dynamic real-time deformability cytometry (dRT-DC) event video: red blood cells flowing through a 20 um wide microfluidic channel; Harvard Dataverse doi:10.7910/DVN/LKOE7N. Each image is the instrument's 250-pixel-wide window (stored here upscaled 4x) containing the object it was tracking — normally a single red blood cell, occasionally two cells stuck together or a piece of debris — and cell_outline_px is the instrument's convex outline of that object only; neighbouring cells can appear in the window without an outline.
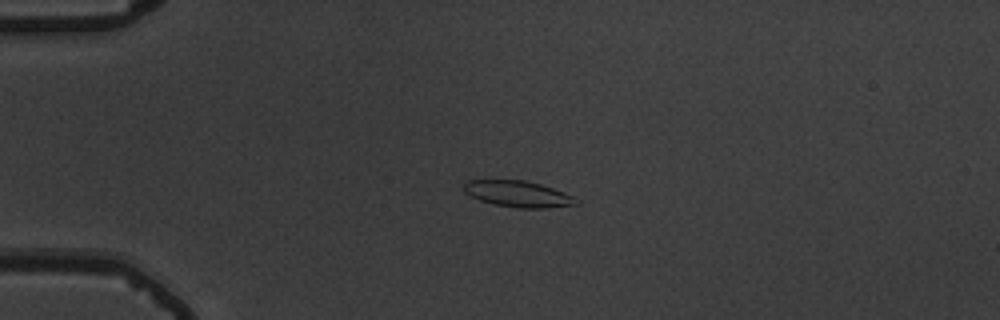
{"species": "common noctule bat (a hibernating species)", "species_latin": "Nyctalus noctula", "temperature_condition": "warm", "stored_images_in_passage": 42, "camera_frame_rate_fps": 3000, "um_per_image_px": 0.085, "animal": {"sex": "male", "body_mass_g": 19.5, "forearm_length_mm": 54.6}, "frame": {"image": 1, "passage_image": 1, "time_ms": 0.0, "image_size_px": [1000, 320], "cell_outline_px": [[580, 204], [548, 208], [516, 208], [496, 204], [480, 200], [464, 192], [464, 184], [468, 180], [524, 180], [540, 184], [552, 188], [572, 196]], "centroid_in_image_um": [44.03, 16.49], "position_along_channel_um": 41.0, "area_um2": 16.94}}
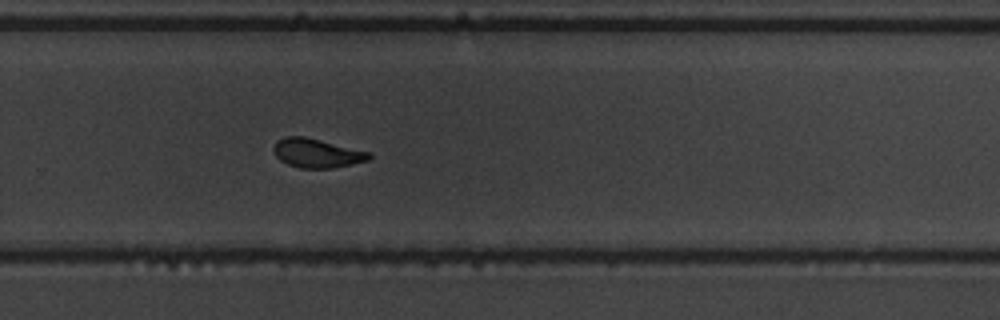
{"frame": {"image": 2, "passage_image": 25, "time_ms": 8.0, "image_size_px": [1000, 320], "cell_outline_px": [[372, 156], [368, 160], [332, 168], [300, 168], [288, 164], [280, 160], [276, 156], [272, 148], [276, 140], [284, 136], [304, 136], [368, 152]], "centroid_in_image_um": [26.86, 13.01], "position_along_channel_um": 302.9, "area_um2": 15.95}}
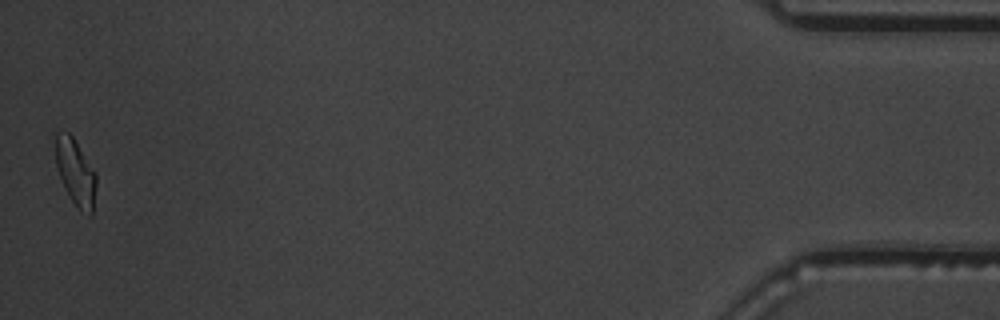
{"frame": {"image": 3, "passage_image": 42, "time_ms": 13.667, "image_size_px": [1000, 320], "cell_outline_px": [[96, 184], [92, 216], [88, 216], [80, 212], [72, 200], [56, 168], [56, 132], [68, 132], [72, 136], [96, 172]], "centroid_in_image_um": [6.45, 14.68], "position_along_channel_um": 428.8, "area_um2": 15.55}, "authors_computed_cell_mechanics": {"area_um2": 16.2418, "velocity_mm_per_s": 3.7221, "shape_relaxation_time_tau1_ms": 4.4561, "shape_relaxation_time_tau2_ms": 2.037, "deformation_change_tau1": 0.192, "deformation_change_tau2": 0.0902}}